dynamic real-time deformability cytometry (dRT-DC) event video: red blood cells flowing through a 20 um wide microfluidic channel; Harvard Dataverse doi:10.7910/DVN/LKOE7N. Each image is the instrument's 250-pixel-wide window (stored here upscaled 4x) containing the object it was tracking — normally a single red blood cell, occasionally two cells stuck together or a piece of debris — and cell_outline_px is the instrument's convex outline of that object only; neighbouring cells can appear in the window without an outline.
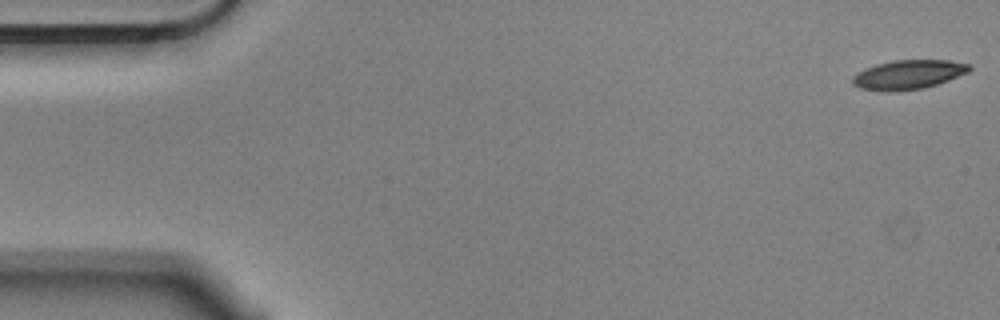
{"species": "Egyptian fruit bat (a non-hibernating species)", "species_latin": "Rousettus aegyptiacus", "temperature_condition": "cold", "stored_images_in_passage": 5, "camera_frame_rate_fps": 3000, "um_per_image_px": 0.085, "animal": {"sex": "male"}, "frame": {"image": 1, "passage_image": 1, "time_ms": 0.0, "image_size_px": [1000, 320], "cell_outline_px": [[972, 68], [968, 72], [948, 80], [924, 88], [896, 92], [884, 92], [860, 88], [852, 84], [852, 76], [876, 64], [892, 60], [948, 60], [968, 64]], "centroid_in_image_um": [77.19, 6.35], "position_along_channel_um": 7.8, "area_um2": 19.88}}
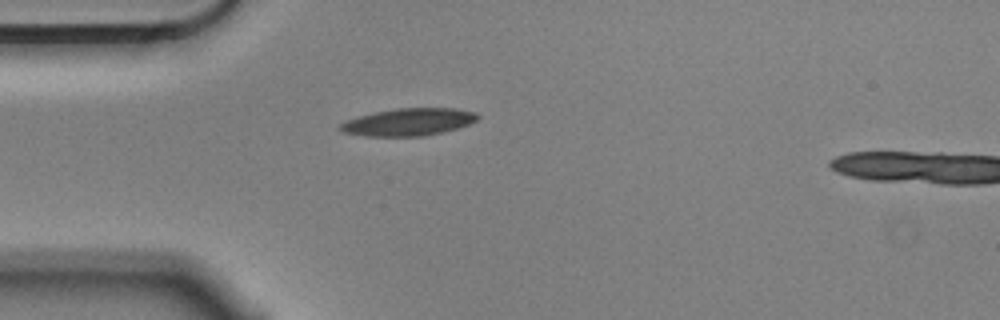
{"frame": {"image": 2, "passage_image": 4, "time_ms": 1.0, "image_size_px": [1000, 320], "cell_outline_px": [[480, 116], [476, 120], [468, 124], [456, 128], [424, 136], [364, 136], [344, 132], [340, 128], [340, 124], [348, 120], [360, 116], [376, 112], [396, 108], [456, 108], [476, 112]], "centroid_in_image_um": [34.76, 10.36], "position_along_channel_um": 50.2, "area_um2": 21.62}}